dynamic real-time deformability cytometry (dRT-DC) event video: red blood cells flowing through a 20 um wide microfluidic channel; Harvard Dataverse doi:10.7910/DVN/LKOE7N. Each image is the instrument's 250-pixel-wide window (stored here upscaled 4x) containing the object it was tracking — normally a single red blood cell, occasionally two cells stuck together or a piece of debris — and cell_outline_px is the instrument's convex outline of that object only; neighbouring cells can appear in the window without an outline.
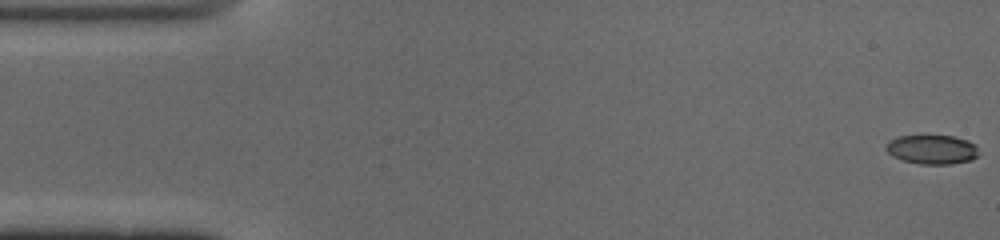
{"species": "common noctule bat (a hibernating species)", "species_latin": "Nyctalus noctula", "temperature_condition": "cold", "stored_images_in_passage": 52, "camera_frame_rate_fps": 3000, "um_per_image_px": 0.085, "animal": {"sex": "male", "body_mass_g": 19.0, "forearm_length_mm": 50.8}, "frame": {"image": 1, "passage_image": 1, "time_ms": 0.0, "image_size_px": [1000, 240], "cell_outline_px": [[976, 156], [972, 160], [948, 164], [920, 164], [904, 160], [892, 156], [884, 148], [888, 140], [896, 136], [924, 132], [952, 136], [968, 140], [976, 144]], "centroid_in_image_um": [79.15, 12.64], "position_along_channel_um": 5.9, "area_um2": 16.53}}
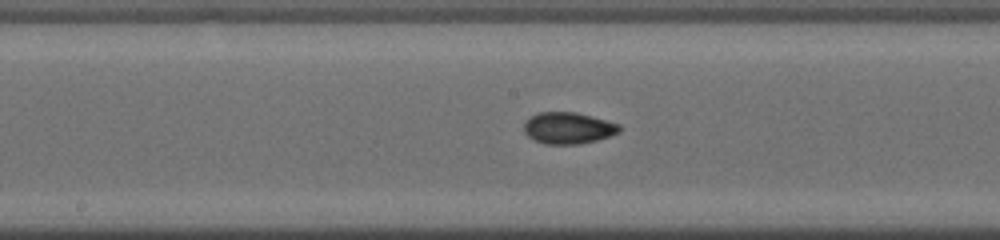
{"frame": {"image": 2, "passage_image": 26, "time_ms": 8.333, "image_size_px": [1000, 240], "cell_outline_px": [[620, 132], [596, 140], [580, 144], [544, 144], [528, 136], [524, 132], [524, 124], [532, 116], [540, 112], [576, 112], [620, 124]], "centroid_in_image_um": [48.3, 10.89], "position_along_channel_um": 199.9, "area_um2": 17.34}}
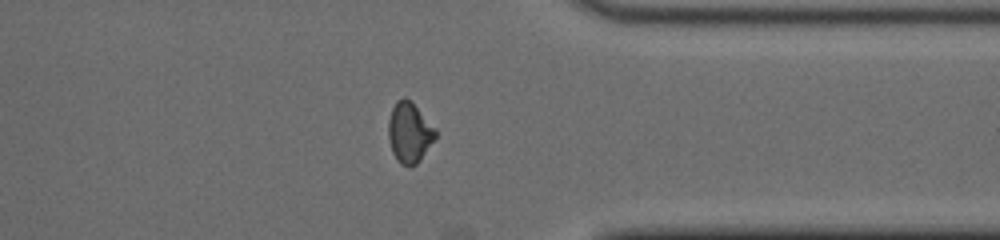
{"frame": {"image": 3, "passage_image": 40, "time_ms": 13.0, "image_size_px": [1000, 240], "cell_outline_px": [[440, 132], [420, 160], [416, 164], [408, 168], [400, 164], [396, 160], [392, 152], [388, 136], [388, 120], [392, 108], [396, 100], [404, 96]], "centroid_in_image_um": [34.8, 11.31], "position_along_channel_um": 376.6, "area_um2": 16.7}, "authors_computed_cell_mechanics": {"area_um2": 16.6753, "velocity_mm_per_s": 3.9447, "shape_relaxation_time_tau1_ms": 4.7197, "shape_relaxation_time_tau2_ms": 2.4312, "deformation_change_tau1": 0.1567, "deformation_change_tau2": 0.0508}}